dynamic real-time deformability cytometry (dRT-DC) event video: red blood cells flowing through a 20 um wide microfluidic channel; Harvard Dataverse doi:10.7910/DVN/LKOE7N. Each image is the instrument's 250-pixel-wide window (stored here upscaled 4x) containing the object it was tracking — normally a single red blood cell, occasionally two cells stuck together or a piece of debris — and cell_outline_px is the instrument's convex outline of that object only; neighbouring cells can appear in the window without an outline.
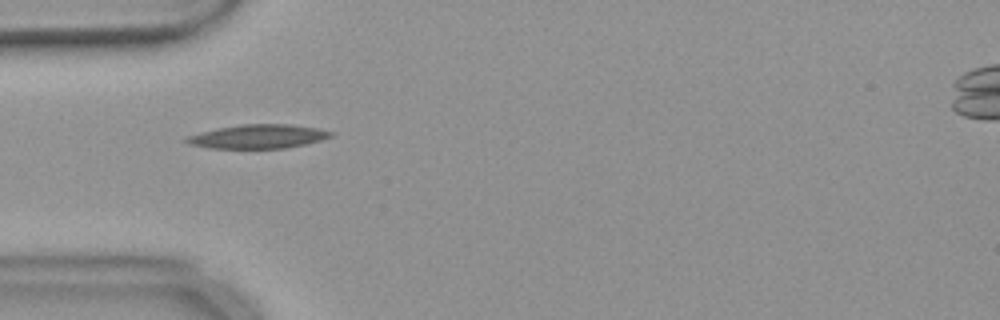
{"species": "common noctule bat (a hibernating species)", "species_latin": "Nyctalus noctula", "temperature_condition": "warm", "stored_images_in_passage": 35, "camera_frame_rate_fps": 3000, "um_per_image_px": 0.085, "animal": {"sex": "female", "body_mass_g": 18.4}, "frame": {"image": 1, "passage_image": 1, "time_ms": 0.0, "image_size_px": [1000, 320], "cell_outline_px": [[332, 136], [320, 140], [288, 148], [208, 148], [188, 144], [180, 140], [184, 136], [200, 132], [220, 128], [244, 124], [292, 124], [316, 128], [332, 132]], "centroid_in_image_um": [21.85, 11.6], "position_along_channel_um": 63.1, "area_um2": 20.11}}
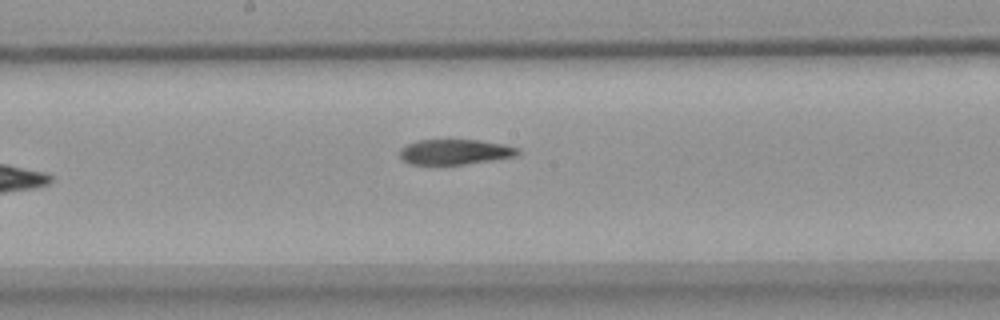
{"frame": {"image": 2, "passage_image": 13, "time_ms": 4.0, "image_size_px": [1000, 320], "cell_outline_px": [[520, 152], [516, 156], [492, 160], [464, 164], [412, 164], [404, 160], [400, 156], [400, 148], [416, 140], [480, 140], [504, 144], [520, 148]], "centroid_in_image_um": [38.7, 12.9], "position_along_channel_um": 209.5, "area_um2": 17.28}}
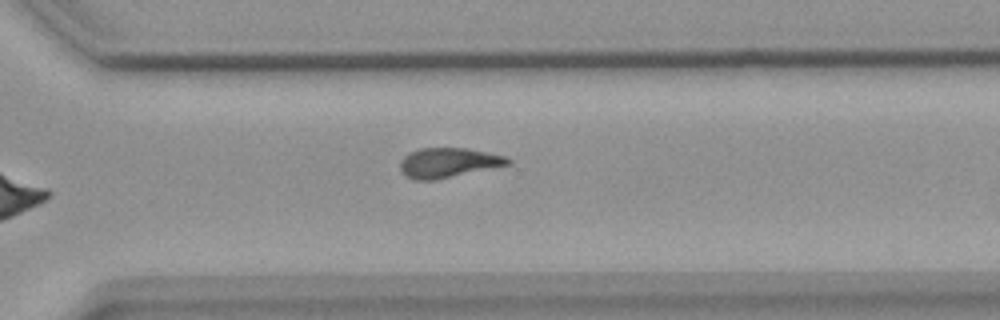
{"frame": {"image": 3, "passage_image": 23, "time_ms": 7.333, "image_size_px": [1000, 320], "cell_outline_px": [[512, 164], [432, 180], [416, 180], [408, 176], [400, 168], [400, 160], [408, 152], [420, 148], [468, 148], [504, 156], [512, 160]], "centroid_in_image_um": [38.11, 13.81], "position_along_channel_um": 332.5, "area_um2": 18.44}, "authors_computed_cell_mechanics": {"area_um2": 19.0162, "velocity_mm_per_s": 3.6934, "shape_relaxation_time_tau1_ms": 9.877, "shape_relaxation_time_tau2_ms": null, "deformation_change_tau1": 0.2495, "deformation_change_tau2": null}}